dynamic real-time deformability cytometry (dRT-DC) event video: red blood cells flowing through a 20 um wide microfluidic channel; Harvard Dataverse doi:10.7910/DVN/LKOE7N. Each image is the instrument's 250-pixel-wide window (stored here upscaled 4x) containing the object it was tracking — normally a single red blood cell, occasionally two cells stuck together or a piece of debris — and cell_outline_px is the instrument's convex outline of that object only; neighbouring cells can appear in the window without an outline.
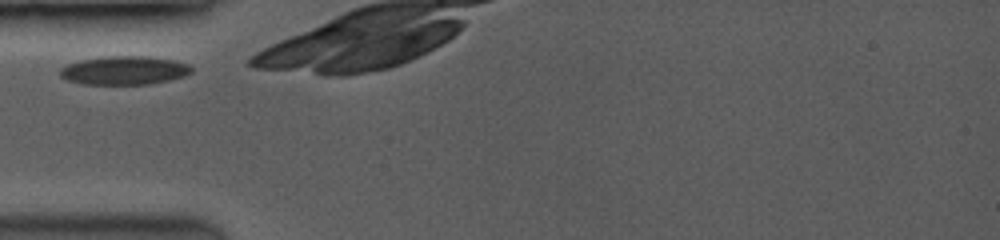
{"species": "common noctule bat (a hibernating species)", "species_latin": "Nyctalus noctula", "temperature_condition": "room temperature", "stored_images_in_passage": 8, "camera_frame_rate_fps": 3500, "um_per_image_px": 0.085, "animal": {"sex": "female", "body_mass_g": 19.0, "forearm_length_mm": 53.3}, "frame": {"image": 1, "passage_image": 1, "time_ms": 0.0, "image_size_px": [1000, 240], "cell_outline_px": [[192, 72], [184, 76], [168, 80], [148, 84], [84, 84], [68, 80], [60, 76], [60, 68], [68, 64], [80, 60], [108, 56], [144, 56], [176, 60], [188, 64], [192, 68]], "centroid_in_image_um": [10.57, 5.98], "position_along_channel_um": 74.4, "area_um2": 21.79}}